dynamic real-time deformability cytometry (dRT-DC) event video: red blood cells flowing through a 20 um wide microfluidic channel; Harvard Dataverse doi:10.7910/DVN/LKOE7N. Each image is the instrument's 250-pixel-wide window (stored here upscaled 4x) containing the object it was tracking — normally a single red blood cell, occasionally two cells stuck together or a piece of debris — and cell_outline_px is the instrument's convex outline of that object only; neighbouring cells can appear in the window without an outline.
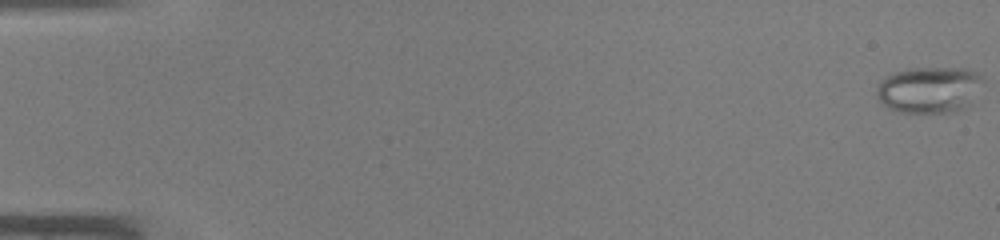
{"species": "common noctule bat (a hibernating species)", "species_latin": "Nyctalus noctula", "temperature_condition": "warm", "stored_images_in_passage": 46, "camera_frame_rate_fps": 3000, "um_per_image_px": 0.085, "animal": {"sex": "male", "body_mass_g": 19.0, "forearm_length_mm": 50.8}, "frame": {"image": 1, "passage_image": 1, "time_ms": 0.0, "image_size_px": [1000, 240], "cell_outline_px": [[984, 80], [972, 104], [956, 112], [900, 112], [888, 108], [876, 96], [876, 88], [880, 80], [896, 72], [916, 68], [964, 68], [976, 72]], "centroid_in_image_um": [79.02, 7.64], "position_along_channel_um": 6.0, "area_um2": 28.78}}
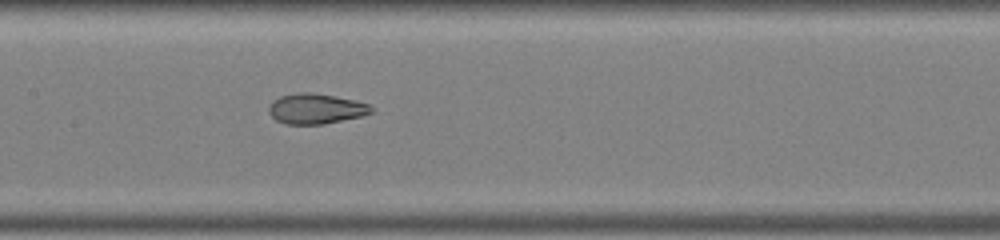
{"frame": {"image": 2, "passage_image": 24, "time_ms": 7.667, "image_size_px": [1000, 240], "cell_outline_px": [[372, 112], [360, 116], [324, 124], [284, 124], [276, 120], [268, 112], [268, 108], [272, 100], [280, 96], [300, 92], [312, 92], [336, 96], [356, 100], [368, 104], [372, 108]], "centroid_in_image_um": [26.81, 9.23], "position_along_channel_um": 180.6, "area_um2": 18.09}}
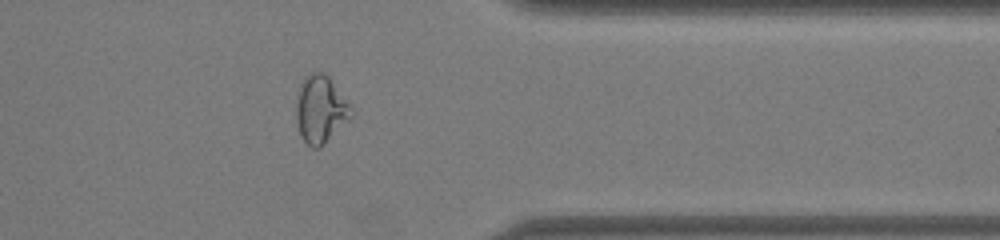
{"frame": {"image": 3, "passage_image": 38, "time_ms": 12.333, "image_size_px": [1000, 240], "cell_outline_px": [[352, 116], [320, 148], [312, 148], [304, 140], [300, 132], [296, 120], [296, 104], [300, 88], [304, 80], [312, 72], [324, 72], [328, 76], [352, 108]], "centroid_in_image_um": [27.25, 9.32], "position_along_channel_um": 384.2, "area_um2": 21.04}}